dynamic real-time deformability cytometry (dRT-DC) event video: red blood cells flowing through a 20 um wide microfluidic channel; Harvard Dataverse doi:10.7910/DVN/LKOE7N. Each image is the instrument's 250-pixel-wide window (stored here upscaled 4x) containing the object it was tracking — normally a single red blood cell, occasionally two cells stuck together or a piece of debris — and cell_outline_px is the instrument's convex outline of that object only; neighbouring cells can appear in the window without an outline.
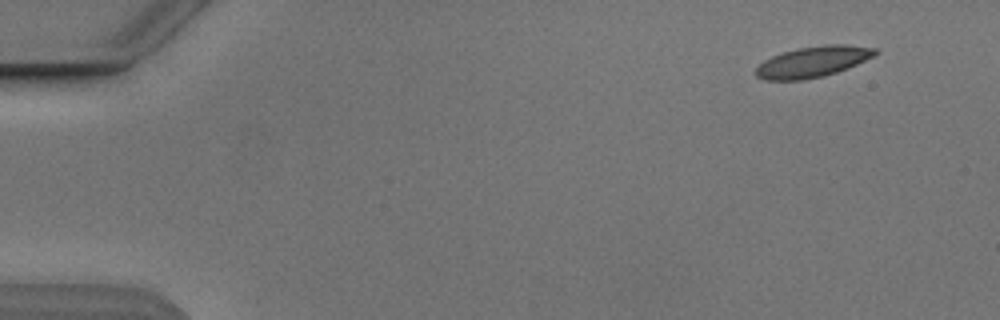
{"species": "Egyptian fruit bat (a non-hibernating species)", "species_latin": "Rousettus aegyptiacus", "temperature_condition": "cold", "stored_images_in_passage": 5, "segment_of_instrument_passage": [1, 2], "camera_frame_rate_fps": 3000, "um_per_image_px": 0.085, "animal": {"sex": "male"}, "frame": {"image": 1, "passage_image": 1, "time_ms": 0.0, "image_size_px": [1000, 320], "cell_outline_px": [[880, 52], [848, 68], [824, 76], [804, 80], [764, 80], [756, 76], [752, 72], [764, 60], [772, 56], [796, 48], [824, 44], [844, 44], [876, 48]], "centroid_in_image_um": [69.06, 5.25], "position_along_channel_um": 15.9, "area_um2": 21.56}}
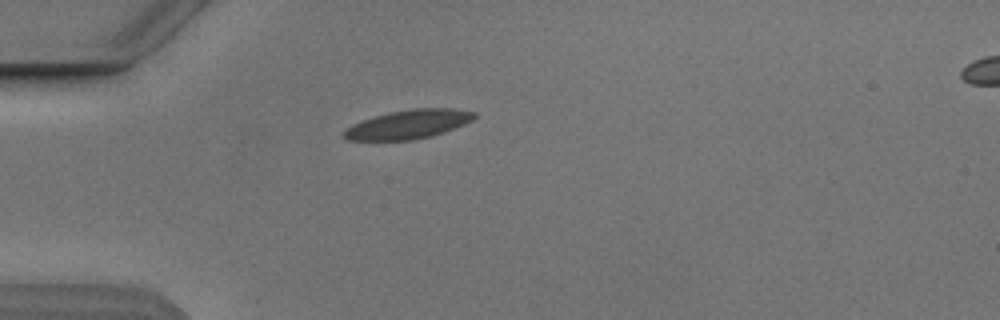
{"frame": {"image": 2, "passage_image": 4, "time_ms": 3.667, "image_size_px": [1000, 320], "cell_outline_px": [[476, 116], [472, 120], [464, 124], [444, 132], [432, 136], [412, 140], [348, 140], [340, 136], [340, 132], [352, 124], [388, 112], [412, 108], [452, 108], [476, 112]], "centroid_in_image_um": [34.68, 10.57], "position_along_channel_um": 50.3, "area_um2": 22.08}}